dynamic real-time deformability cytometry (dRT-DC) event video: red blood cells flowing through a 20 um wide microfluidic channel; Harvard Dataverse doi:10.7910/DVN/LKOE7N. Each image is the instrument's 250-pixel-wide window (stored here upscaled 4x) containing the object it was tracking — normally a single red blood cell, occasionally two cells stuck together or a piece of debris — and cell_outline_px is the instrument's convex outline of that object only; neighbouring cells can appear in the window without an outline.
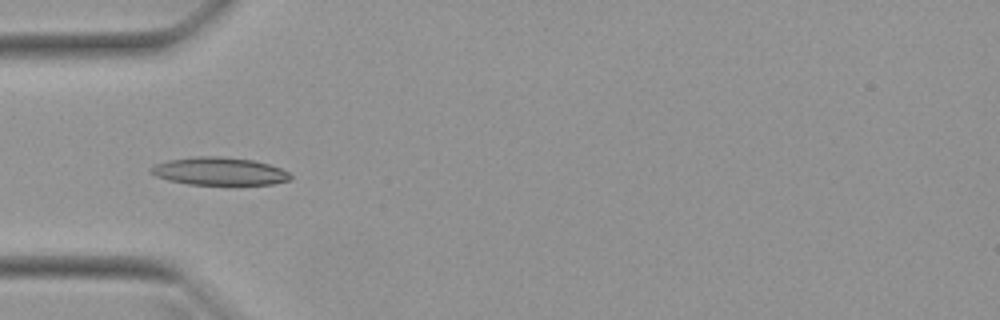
{"species": "Egyptian fruit bat (a non-hibernating species)", "species_latin": "Rousettus aegyptiacus", "temperature_condition": "warm", "stored_images_in_passage": 11, "camera_frame_rate_fps": 3000, "um_per_image_px": 0.085, "animal": {"sex": "female"}, "frame": {"image": 1, "passage_image": 4, "time_ms": 1.0, "image_size_px": [1000, 320], "cell_outline_px": [[292, 176], [288, 180], [272, 184], [188, 184], [168, 180], [156, 176], [148, 172], [156, 164], [168, 160], [196, 156], [220, 156], [252, 160], [268, 164], [280, 168], [288, 172]], "centroid_in_image_um": [18.62, 14.55], "position_along_channel_um": 66.4, "area_um2": 22.37}}
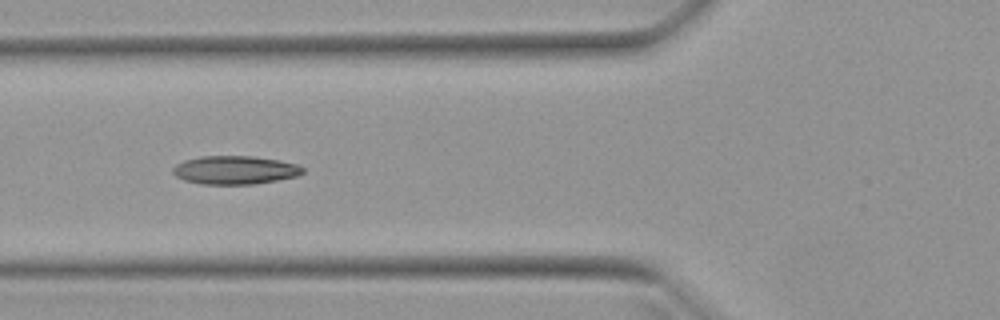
{"frame": {"image": 2, "passage_image": 7, "time_ms": 2.0, "image_size_px": [1000, 320], "cell_outline_px": [[304, 172], [296, 176], [256, 184], [204, 184], [184, 180], [176, 176], [172, 172], [172, 168], [176, 164], [184, 160], [200, 156], [252, 156], [280, 160], [296, 164], [304, 168]], "centroid_in_image_um": [19.95, 14.45], "position_along_channel_um": 105.8, "area_um2": 21.5}}